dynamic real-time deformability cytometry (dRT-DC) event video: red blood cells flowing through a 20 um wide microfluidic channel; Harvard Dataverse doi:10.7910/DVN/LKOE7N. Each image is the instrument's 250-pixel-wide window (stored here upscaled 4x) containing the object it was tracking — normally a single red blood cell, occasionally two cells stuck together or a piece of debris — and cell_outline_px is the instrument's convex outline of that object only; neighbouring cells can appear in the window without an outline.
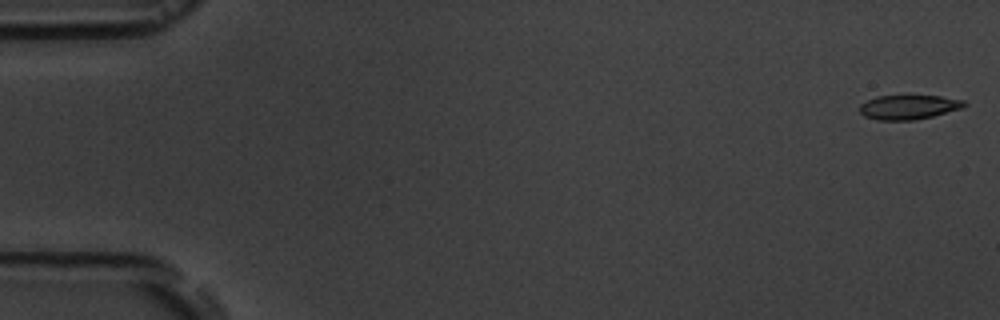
{"species": "common noctule bat (a hibernating species)", "species_latin": "Nyctalus noctula", "temperature_condition": "room temperature", "stored_images_in_passage": 5, "camera_frame_rate_fps": 3000, "um_per_image_px": 0.085, "animal": {"sex": "male", "body_mass_g": 19.5, "forearm_length_mm": 54.6}, "frame": {"image": 1, "passage_image": 1, "time_ms": 0.0, "image_size_px": [1000, 320], "cell_outline_px": [[968, 104], [964, 108], [932, 116], [912, 120], [876, 120], [864, 116], [860, 112], [860, 104], [876, 96], [940, 96], [964, 100]], "centroid_in_image_um": [77.25, 9.11], "position_along_channel_um": 7.7, "area_um2": 14.85}}
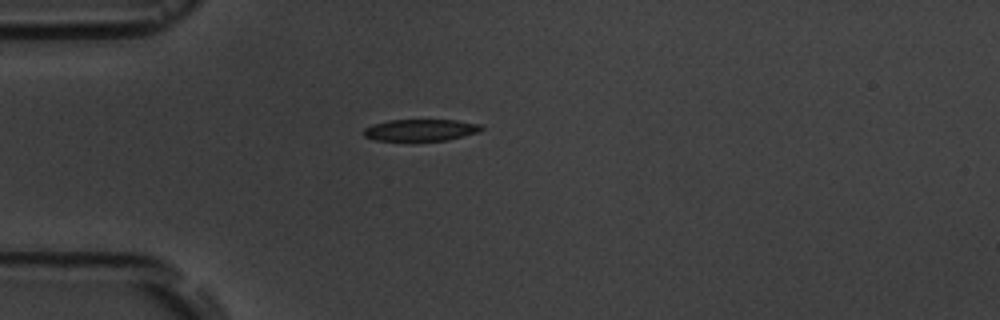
{"frame": {"image": 2, "passage_image": 5, "time_ms": 4.667, "image_size_px": [1000, 320], "cell_outline_px": [[484, 128], [476, 132], [448, 140], [376, 140], [364, 136], [364, 128], [372, 124], [388, 120], [456, 120], [480, 124]], "centroid_in_image_um": [35.73, 11.04], "position_along_channel_um": 49.3, "area_um2": 14.68}}